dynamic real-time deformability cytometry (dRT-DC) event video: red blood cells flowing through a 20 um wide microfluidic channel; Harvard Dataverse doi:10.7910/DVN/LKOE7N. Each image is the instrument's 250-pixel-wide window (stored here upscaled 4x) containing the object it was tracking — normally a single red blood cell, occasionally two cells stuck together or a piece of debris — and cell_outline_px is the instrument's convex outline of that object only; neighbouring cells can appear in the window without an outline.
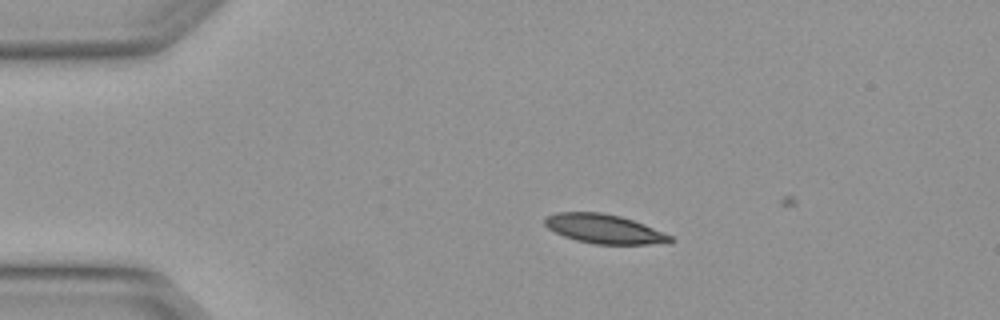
{"species": "Egyptian fruit bat (a non-hibernating species)", "species_latin": "Rousettus aegyptiacus", "temperature_condition": "warm", "stored_images_in_passage": 4, "camera_frame_rate_fps": 3000, "um_per_image_px": 0.085, "animal": {"sex": "female"}, "frame": {"image": 1, "passage_image": 2, "time_ms": 0.333, "image_size_px": [1000, 320], "cell_outline_px": [[676, 240], [672, 244], [596, 244], [576, 240], [564, 236], [548, 228], [544, 224], [544, 220], [548, 216], [556, 212], [600, 212], [620, 216], [644, 224], [672, 236]], "centroid_in_image_um": [51.41, 19.47], "position_along_channel_um": 33.6, "area_um2": 21.39}}